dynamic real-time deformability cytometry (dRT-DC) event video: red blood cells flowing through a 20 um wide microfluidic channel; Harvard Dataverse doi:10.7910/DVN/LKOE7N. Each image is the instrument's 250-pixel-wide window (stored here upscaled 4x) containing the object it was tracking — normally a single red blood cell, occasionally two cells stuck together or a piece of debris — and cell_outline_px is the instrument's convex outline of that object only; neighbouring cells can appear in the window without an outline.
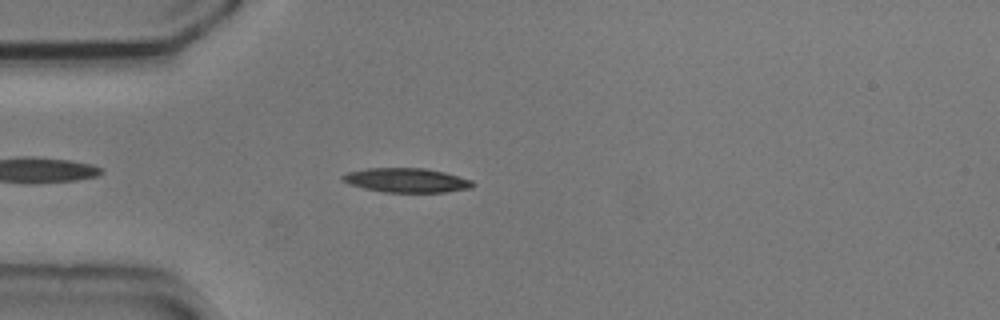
{"species": "common noctule bat (a hibernating species)", "species_latin": "Nyctalus noctula", "temperature_condition": "cold", "stored_images_in_passage": 39, "camera_frame_rate_fps": 3000, "um_per_image_px": 0.085, "animal": {"sex": "male", "body_mass_g": 20.5, "forearm_length_mm": 52.5}, "frame": {"image": 1, "passage_image": 5, "time_ms": 1.333, "image_size_px": [1000, 320], "cell_outline_px": [[476, 184], [472, 188], [444, 192], [384, 192], [364, 188], [340, 180], [340, 176], [348, 172], [368, 168], [424, 168], [444, 172], [472, 180]], "centroid_in_image_um": [34.57, 15.32], "position_along_channel_um": 50.4, "area_um2": 18.38}}
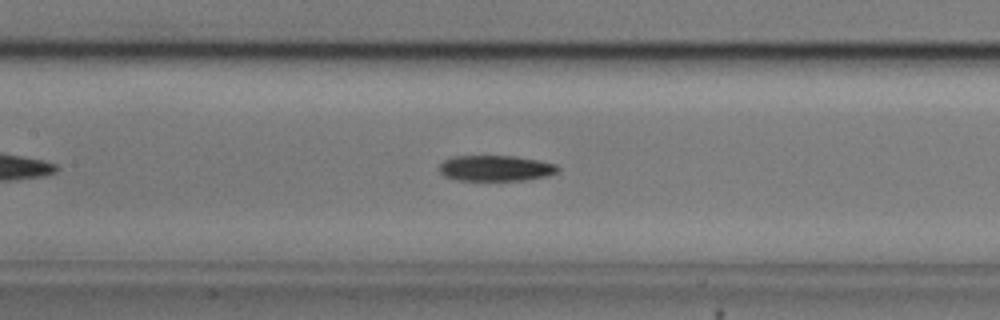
{"frame": {"image": 2, "passage_image": 15, "time_ms": 4.667, "image_size_px": [1000, 320], "cell_outline_px": [[560, 168], [556, 172], [548, 176], [524, 180], [456, 180], [444, 176], [440, 172], [440, 164], [444, 160], [456, 156], [516, 156], [556, 164]], "centroid_in_image_um": [42.13, 14.3], "position_along_channel_um": 165.3, "area_um2": 17.69}}
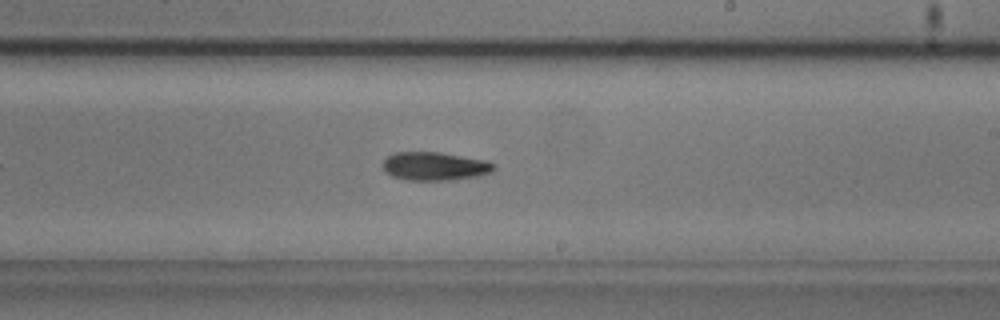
{"frame": {"image": 3, "passage_image": 22, "time_ms": 7.0, "image_size_px": [1000, 320], "cell_outline_px": [[496, 168], [492, 172], [480, 176], [452, 180], [408, 180], [392, 176], [384, 172], [384, 160], [388, 156], [396, 152], [440, 152], [484, 160], [496, 164]], "centroid_in_image_um": [36.98, 14.14], "position_along_channel_um": 252.0, "area_um2": 18.44}, "authors_computed_cell_mechanics": {"area_um2": 17.918, "velocity_mm_per_s": 3.7336, "shape_relaxation_time_tau1_ms": 2.6916, "shape_relaxation_time_tau2_ms": null, "deformation_change_tau1": 0.1599, "deformation_change_tau2": null}}